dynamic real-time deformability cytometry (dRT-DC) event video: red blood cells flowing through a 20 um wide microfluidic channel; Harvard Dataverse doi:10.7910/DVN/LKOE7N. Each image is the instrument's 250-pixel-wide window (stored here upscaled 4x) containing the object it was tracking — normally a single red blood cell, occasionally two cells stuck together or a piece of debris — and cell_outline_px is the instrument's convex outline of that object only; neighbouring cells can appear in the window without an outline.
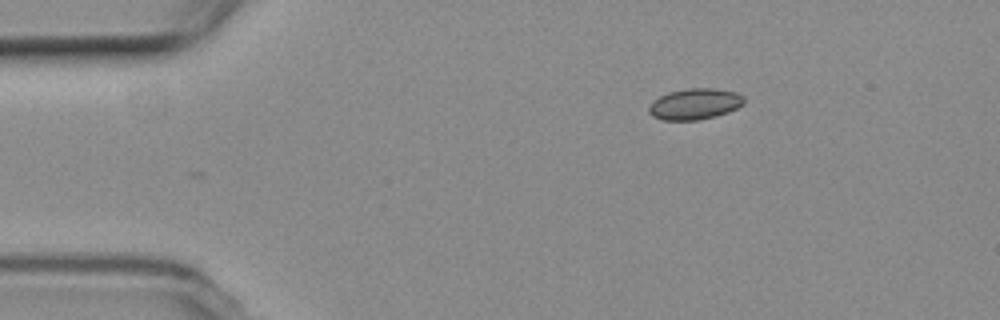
{"species": "common noctule bat (a hibernating species)", "species_latin": "Nyctalus noctula", "temperature_condition": "room temperature", "stored_images_in_passage": 3, "camera_frame_rate_fps": 3000, "um_per_image_px": 0.085, "animal": {"sex": "female", "body_mass_g": 19.3, "forearm_length_mm": 54.1}, "frame": {"image": 1, "passage_image": 1, "time_ms": 0.0, "image_size_px": [1000, 320], "cell_outline_px": [[744, 104], [728, 112], [716, 116], [696, 120], [664, 120], [652, 116], [648, 112], [648, 108], [652, 100], [668, 92], [688, 88], [716, 88], [736, 92], [744, 96]], "centroid_in_image_um": [59.05, 8.83], "position_along_channel_um": 26.0, "area_um2": 17.34}}